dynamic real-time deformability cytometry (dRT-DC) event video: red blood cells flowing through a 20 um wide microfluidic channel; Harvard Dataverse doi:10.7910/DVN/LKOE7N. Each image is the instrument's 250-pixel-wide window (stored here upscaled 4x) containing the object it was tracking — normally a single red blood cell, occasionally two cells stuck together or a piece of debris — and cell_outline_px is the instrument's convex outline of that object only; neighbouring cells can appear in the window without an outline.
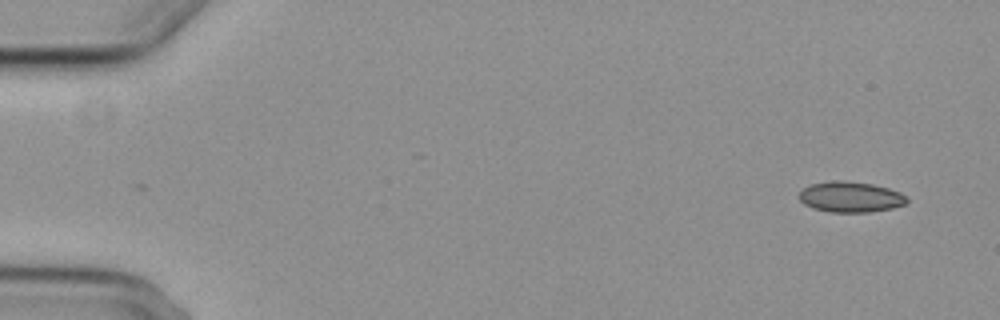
{"species": "common noctule bat (a hibernating species)", "species_latin": "Nyctalus noctula", "temperature_condition": "cold", "stored_images_in_passage": 6, "camera_frame_rate_fps": 3000, "um_per_image_px": 0.085, "animal": {"sex": "female", "body_mass_g": 29.2, "forearm_length_mm": 56.3}, "frame": {"image": 1, "passage_image": 2, "time_ms": 1.0, "image_size_px": [1000, 320], "cell_outline_px": [[908, 200], [904, 204], [892, 208], [868, 212], [828, 212], [812, 208], [804, 204], [796, 196], [804, 188], [812, 184], [832, 180], [840, 180], [872, 184], [888, 188], [900, 192], [908, 196]], "centroid_in_image_um": [72.27, 16.74], "position_along_channel_um": 12.7, "area_um2": 19.31}}
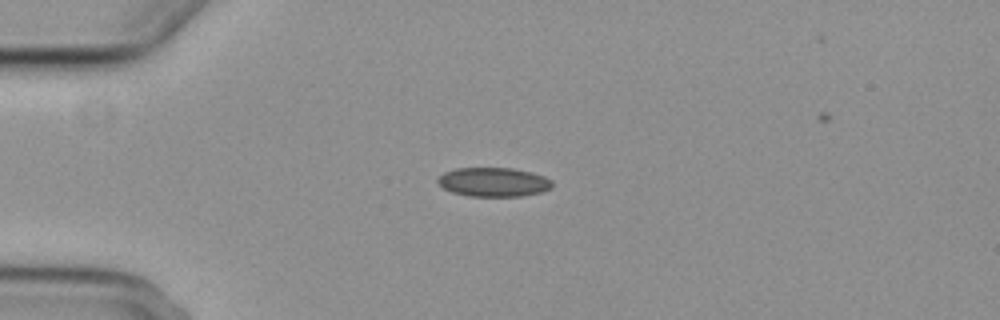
{"frame": {"image": 2, "passage_image": 5, "time_ms": 4.667, "image_size_px": [1000, 320], "cell_outline_px": [[552, 188], [540, 192], [524, 196], [468, 196], [452, 192], [444, 188], [436, 180], [444, 172], [456, 168], [512, 168], [532, 172], [544, 176], [552, 180]], "centroid_in_image_um": [41.97, 15.47], "position_along_channel_um": 43.0, "area_um2": 19.42}}